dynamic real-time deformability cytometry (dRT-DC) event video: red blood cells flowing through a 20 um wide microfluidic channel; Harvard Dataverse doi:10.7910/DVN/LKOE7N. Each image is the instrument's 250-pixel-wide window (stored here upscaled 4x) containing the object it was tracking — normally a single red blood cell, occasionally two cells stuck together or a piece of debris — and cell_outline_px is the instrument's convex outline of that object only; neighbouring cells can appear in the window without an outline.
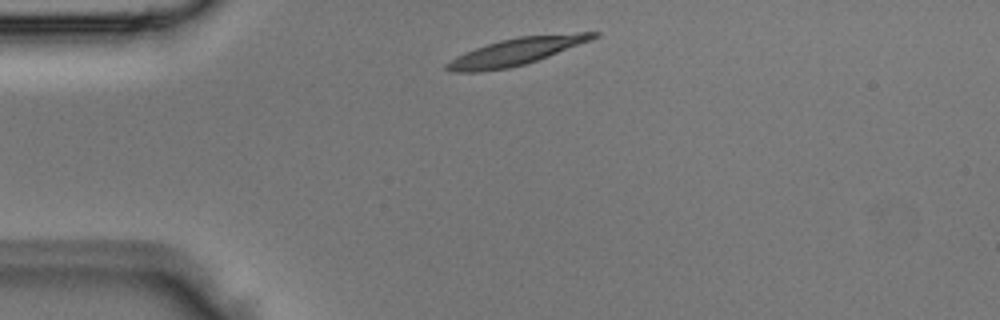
{"species": "Egyptian fruit bat (a non-hibernating species)", "species_latin": "Rousettus aegyptiacus", "temperature_condition": "room temperature", "stored_images_in_passage": 2, "camera_frame_rate_fps": 3000, "um_per_image_px": 0.085, "animal": {"sex": "male"}, "frame": {"image": 1, "passage_image": 1, "time_ms": 0.0, "image_size_px": [1000, 320], "cell_outline_px": [[600, 36], [592, 40], [548, 56], [524, 64], [508, 68], [480, 72], [452, 72], [444, 68], [444, 64], [456, 56], [464, 52], [500, 40], [520, 36], [576, 32], [600, 32]], "centroid_in_image_um": [43.88, 4.37], "position_along_channel_um": 41.1, "area_um2": 23.18}}